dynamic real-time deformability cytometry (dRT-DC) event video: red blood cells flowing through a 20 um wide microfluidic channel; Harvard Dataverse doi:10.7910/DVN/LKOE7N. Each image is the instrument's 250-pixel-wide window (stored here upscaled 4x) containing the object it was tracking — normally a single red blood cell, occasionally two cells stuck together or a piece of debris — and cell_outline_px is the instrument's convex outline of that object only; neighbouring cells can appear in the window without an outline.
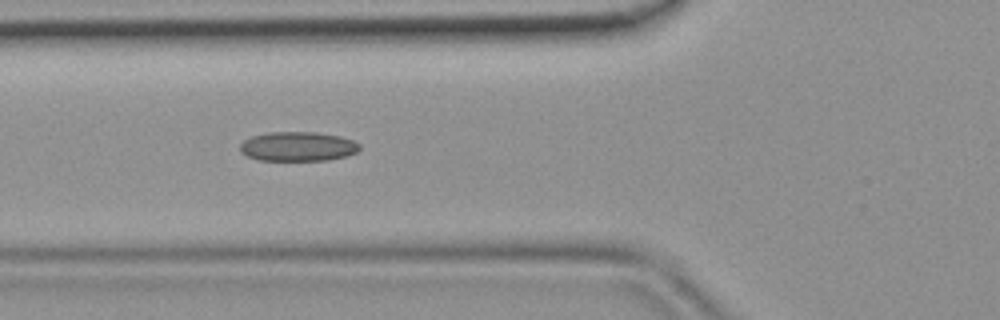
{"species": "common noctule bat (a hibernating species)", "species_latin": "Nyctalus noctula", "temperature_condition": "room temperature", "stored_images_in_passage": 43, "camera_frame_rate_fps": 3000, "um_per_image_px": 0.085, "animal": {"sex": "female", "body_mass_g": 19.9}, "frame": {"image": 1, "passage_image": 17, "time_ms": 5.333, "image_size_px": [1000, 320], "cell_outline_px": [[360, 148], [356, 152], [348, 156], [328, 160], [260, 160], [248, 156], [240, 152], [240, 144], [244, 140], [252, 136], [268, 132], [316, 132], [340, 136], [352, 140], [360, 144]], "centroid_in_image_um": [25.33, 12.45], "position_along_channel_um": 100.5, "area_um2": 20.52}}
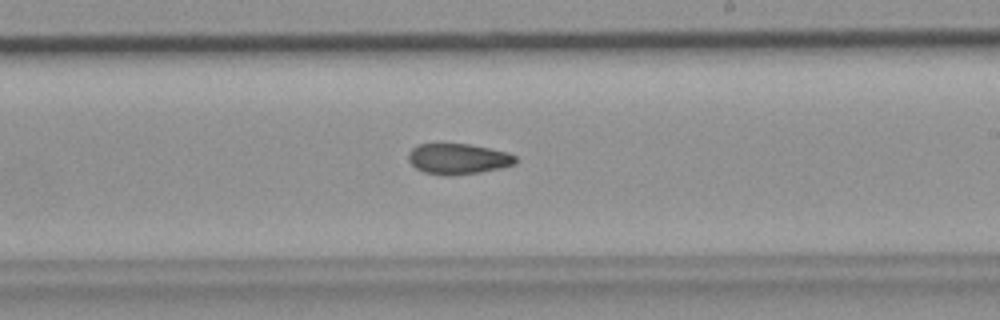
{"frame": {"image": 2, "passage_image": 27, "time_ms": 8.667, "image_size_px": [1000, 320], "cell_outline_px": [[516, 164], [500, 168], [480, 172], [424, 172], [416, 168], [408, 160], [408, 152], [416, 144], [468, 144], [508, 152], [516, 156]], "centroid_in_image_um": [38.95, 13.45], "position_along_channel_um": 250.0, "area_um2": 18.32}}
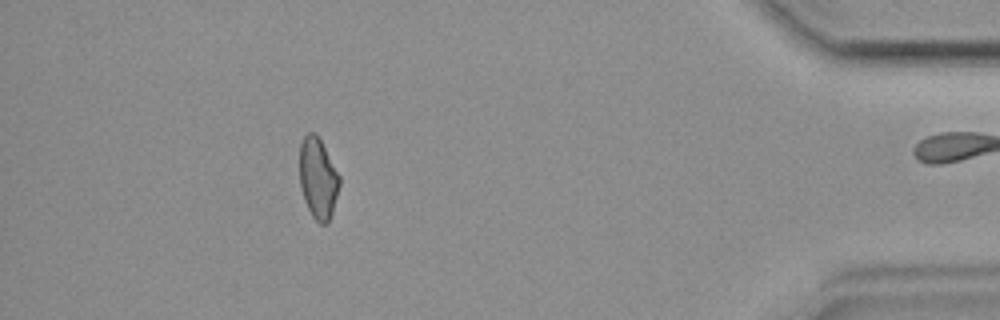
{"frame": {"image": 3, "passage_image": 41, "time_ms": 13.333, "image_size_px": [1000, 320], "cell_outline_px": [[340, 184], [332, 212], [328, 224], [320, 224], [312, 216], [304, 200], [300, 188], [300, 144], [304, 136], [308, 132], [316, 132], [340, 176]], "centroid_in_image_um": [27.02, 15.15], "position_along_channel_um": 408.2, "area_um2": 18.79}}